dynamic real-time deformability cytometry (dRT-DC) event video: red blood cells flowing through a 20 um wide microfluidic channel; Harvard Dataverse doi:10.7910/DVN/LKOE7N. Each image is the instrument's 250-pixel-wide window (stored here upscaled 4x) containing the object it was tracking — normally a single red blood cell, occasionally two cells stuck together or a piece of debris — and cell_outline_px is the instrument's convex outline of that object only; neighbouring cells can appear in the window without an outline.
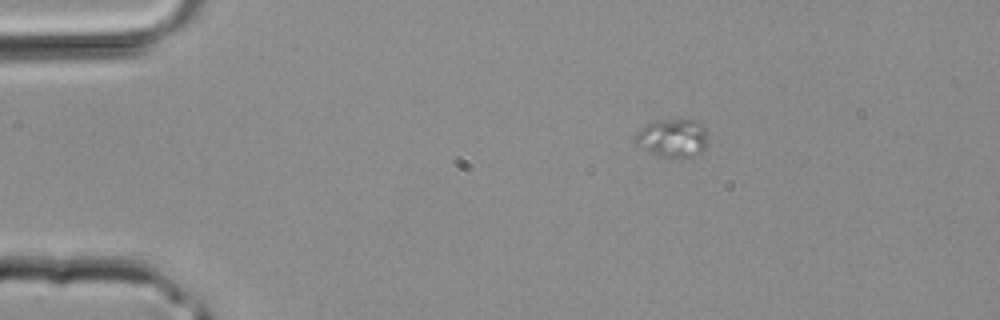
{"species": "common noctule bat (a hibernating species)", "species_latin": "Nyctalus noctula", "temperature_condition": "room temperature", "stored_images_in_passage": 4, "segment_of_instrument_passage": [2, 2], "camera_frame_rate_fps": 3000, "um_per_image_px": 0.085, "animal": {"sex": "male", "body_mass_g": 20.4}, "frame": {"image": 1, "passage_image": 4, "time_ms": 1.0, "image_size_px": [1000, 320], "cell_outline_px": [[708, 144], [696, 156], [660, 156], [652, 152], [636, 140], [636, 132], [640, 128], [652, 120], [700, 120], [704, 128]], "centroid_in_image_um": [57.23, 11.68], "position_along_channel_um": 27.8, "area_um2": 15.72}}